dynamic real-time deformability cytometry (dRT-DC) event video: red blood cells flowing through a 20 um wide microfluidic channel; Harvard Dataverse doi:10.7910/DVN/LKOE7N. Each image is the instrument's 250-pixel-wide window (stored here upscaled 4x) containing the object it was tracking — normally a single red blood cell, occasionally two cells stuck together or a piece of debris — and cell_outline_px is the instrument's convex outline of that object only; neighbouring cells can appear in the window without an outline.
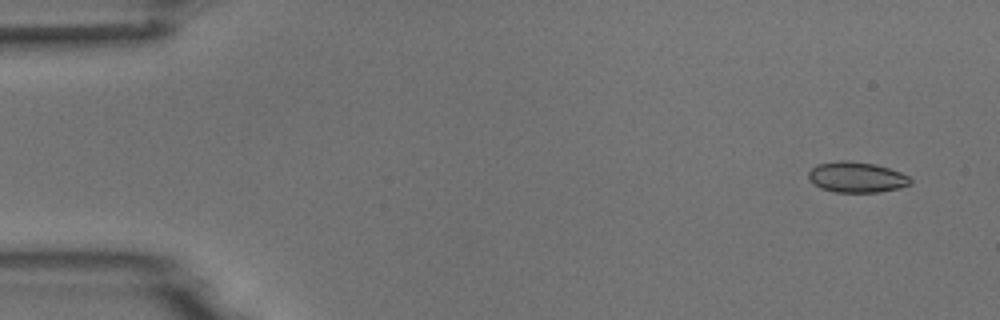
{"species": "common noctule bat (a hibernating species)", "species_latin": "Nyctalus noctula", "temperature_condition": "room temperature", "stored_images_in_passage": 5, "camera_frame_rate_fps": 3000, "um_per_image_px": 0.085, "animal": {"sex": "male", "body_mass_g": 18.8}, "frame": {"image": 1, "passage_image": 1, "time_ms": 0.0, "image_size_px": [1000, 320], "cell_outline_px": [[912, 184], [900, 188], [880, 192], [836, 192], [820, 188], [812, 184], [808, 180], [808, 172], [816, 164], [840, 160], [848, 160], [876, 164], [900, 172], [908, 176], [912, 180]], "centroid_in_image_um": [72.79, 15.06], "position_along_channel_um": 12.2, "area_um2": 18.44}}
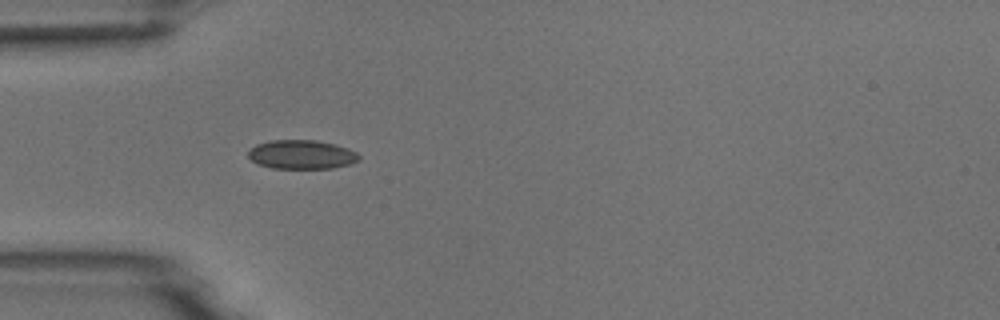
{"frame": {"image": 2, "passage_image": 5, "time_ms": 4.333, "image_size_px": [1000, 320], "cell_outline_px": [[360, 160], [352, 164], [332, 168], [272, 168], [260, 164], [252, 160], [248, 156], [248, 152], [256, 144], [272, 140], [316, 140], [348, 148], [356, 152], [360, 156]], "centroid_in_image_um": [25.67, 13.14], "position_along_channel_um": 59.3, "area_um2": 18.61}}